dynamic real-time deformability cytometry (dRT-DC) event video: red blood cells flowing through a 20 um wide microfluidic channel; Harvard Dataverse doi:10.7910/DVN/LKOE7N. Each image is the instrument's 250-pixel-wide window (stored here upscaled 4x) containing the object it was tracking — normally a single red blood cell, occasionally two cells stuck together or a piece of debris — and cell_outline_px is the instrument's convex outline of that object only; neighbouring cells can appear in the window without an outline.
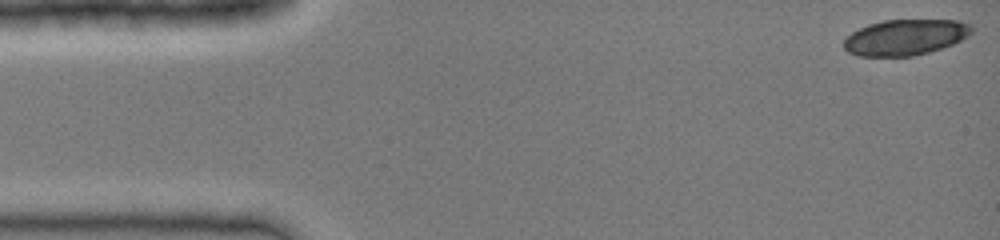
{"species": "common noctule bat (a hibernating species)", "species_latin": "Nyctalus noctula", "temperature_condition": "cold", "stored_images_in_passage": 39, "camera_frame_rate_fps": 3000, "um_per_image_px": 0.085, "animal": {"sex": "female", "body_mass_g": 19.0, "forearm_length_mm": 51.5}, "frame": {"image": 1, "passage_image": 1, "time_ms": 0.0, "image_size_px": [1000, 240], "cell_outline_px": [[972, 32], [968, 36], [952, 44], [928, 52], [912, 56], [856, 56], [848, 52], [844, 48], [844, 40], [852, 32], [868, 24], [884, 20], [956, 20], [972, 24]], "centroid_in_image_um": [76.94, 3.16], "position_along_channel_um": 8.1, "area_um2": 26.59}}
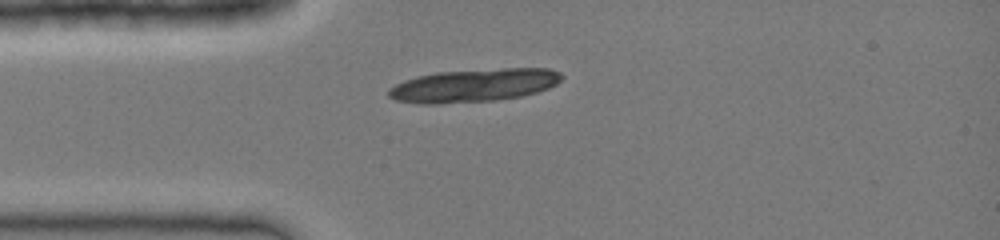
{"frame": {"image": 2, "passage_image": 10, "time_ms": 3.0, "image_size_px": [1000, 240], "cell_outline_px": [[564, 76], [556, 84], [548, 88], [536, 92], [520, 96], [496, 100], [440, 104], [420, 104], [396, 100], [388, 96], [388, 88], [404, 80], [436, 72], [504, 68], [548, 68], [560, 72]], "centroid_in_image_um": [40.27, 7.26], "position_along_channel_um": 44.7, "area_um2": 33.41}}